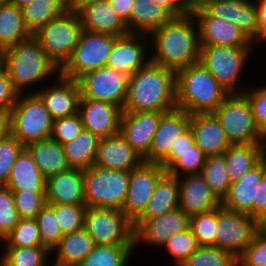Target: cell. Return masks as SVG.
I'll use <instances>...</instances> for the list:
<instances>
[{
    "mask_svg": "<svg viewBox=\"0 0 266 266\" xmlns=\"http://www.w3.org/2000/svg\"><path fill=\"white\" fill-rule=\"evenodd\" d=\"M150 61L162 67L178 70L199 62L200 37L195 16L187 13L173 17L162 27L151 31ZM152 45V46H151Z\"/></svg>",
    "mask_w": 266,
    "mask_h": 266,
    "instance_id": "1",
    "label": "cell"
},
{
    "mask_svg": "<svg viewBox=\"0 0 266 266\" xmlns=\"http://www.w3.org/2000/svg\"><path fill=\"white\" fill-rule=\"evenodd\" d=\"M176 105V72L149 61L128 77L123 112H169Z\"/></svg>",
    "mask_w": 266,
    "mask_h": 266,
    "instance_id": "2",
    "label": "cell"
},
{
    "mask_svg": "<svg viewBox=\"0 0 266 266\" xmlns=\"http://www.w3.org/2000/svg\"><path fill=\"white\" fill-rule=\"evenodd\" d=\"M0 65L19 94L25 93L27 87L28 93H32L30 86L41 85V82L47 84L45 80L51 75L61 73L33 35L1 52Z\"/></svg>",
    "mask_w": 266,
    "mask_h": 266,
    "instance_id": "3",
    "label": "cell"
},
{
    "mask_svg": "<svg viewBox=\"0 0 266 266\" xmlns=\"http://www.w3.org/2000/svg\"><path fill=\"white\" fill-rule=\"evenodd\" d=\"M228 95L200 62L176 72L177 109L189 114L214 113Z\"/></svg>",
    "mask_w": 266,
    "mask_h": 266,
    "instance_id": "4",
    "label": "cell"
},
{
    "mask_svg": "<svg viewBox=\"0 0 266 266\" xmlns=\"http://www.w3.org/2000/svg\"><path fill=\"white\" fill-rule=\"evenodd\" d=\"M9 116L11 135L24 147L51 138L54 120L37 93H20Z\"/></svg>",
    "mask_w": 266,
    "mask_h": 266,
    "instance_id": "5",
    "label": "cell"
},
{
    "mask_svg": "<svg viewBox=\"0 0 266 266\" xmlns=\"http://www.w3.org/2000/svg\"><path fill=\"white\" fill-rule=\"evenodd\" d=\"M254 48L203 45L199 62L229 94L243 93L248 87L240 79Z\"/></svg>",
    "mask_w": 266,
    "mask_h": 266,
    "instance_id": "6",
    "label": "cell"
},
{
    "mask_svg": "<svg viewBox=\"0 0 266 266\" xmlns=\"http://www.w3.org/2000/svg\"><path fill=\"white\" fill-rule=\"evenodd\" d=\"M129 179L130 171L110 170L96 165L83 170L85 205L122 210Z\"/></svg>",
    "mask_w": 266,
    "mask_h": 266,
    "instance_id": "7",
    "label": "cell"
},
{
    "mask_svg": "<svg viewBox=\"0 0 266 266\" xmlns=\"http://www.w3.org/2000/svg\"><path fill=\"white\" fill-rule=\"evenodd\" d=\"M82 31L83 26L79 13L66 10L39 29L33 36L61 70L70 60Z\"/></svg>",
    "mask_w": 266,
    "mask_h": 266,
    "instance_id": "8",
    "label": "cell"
},
{
    "mask_svg": "<svg viewBox=\"0 0 266 266\" xmlns=\"http://www.w3.org/2000/svg\"><path fill=\"white\" fill-rule=\"evenodd\" d=\"M231 145L263 143L264 135L256 126L244 93L229 94L213 113Z\"/></svg>",
    "mask_w": 266,
    "mask_h": 266,
    "instance_id": "9",
    "label": "cell"
},
{
    "mask_svg": "<svg viewBox=\"0 0 266 266\" xmlns=\"http://www.w3.org/2000/svg\"><path fill=\"white\" fill-rule=\"evenodd\" d=\"M84 229L95 246L135 245L133 222L123 210L87 207Z\"/></svg>",
    "mask_w": 266,
    "mask_h": 266,
    "instance_id": "10",
    "label": "cell"
},
{
    "mask_svg": "<svg viewBox=\"0 0 266 266\" xmlns=\"http://www.w3.org/2000/svg\"><path fill=\"white\" fill-rule=\"evenodd\" d=\"M116 36L104 33L82 31L73 54L61 69V75L78 80L84 74L107 65Z\"/></svg>",
    "mask_w": 266,
    "mask_h": 266,
    "instance_id": "11",
    "label": "cell"
},
{
    "mask_svg": "<svg viewBox=\"0 0 266 266\" xmlns=\"http://www.w3.org/2000/svg\"><path fill=\"white\" fill-rule=\"evenodd\" d=\"M257 232L254 217L227 210L222 206L217 208L215 247L238 259Z\"/></svg>",
    "mask_w": 266,
    "mask_h": 266,
    "instance_id": "12",
    "label": "cell"
},
{
    "mask_svg": "<svg viewBox=\"0 0 266 266\" xmlns=\"http://www.w3.org/2000/svg\"><path fill=\"white\" fill-rule=\"evenodd\" d=\"M128 77L108 66L88 72L77 80L80 99L106 101L123 109L127 98Z\"/></svg>",
    "mask_w": 266,
    "mask_h": 266,
    "instance_id": "13",
    "label": "cell"
},
{
    "mask_svg": "<svg viewBox=\"0 0 266 266\" xmlns=\"http://www.w3.org/2000/svg\"><path fill=\"white\" fill-rule=\"evenodd\" d=\"M165 173L166 170L160 163L147 162L130 171L122 210L133 223L143 214L159 179Z\"/></svg>",
    "mask_w": 266,
    "mask_h": 266,
    "instance_id": "14",
    "label": "cell"
},
{
    "mask_svg": "<svg viewBox=\"0 0 266 266\" xmlns=\"http://www.w3.org/2000/svg\"><path fill=\"white\" fill-rule=\"evenodd\" d=\"M189 218L178 207L156 218L136 220L133 223L135 248L142 243L161 248L170 237L189 228Z\"/></svg>",
    "mask_w": 266,
    "mask_h": 266,
    "instance_id": "15",
    "label": "cell"
},
{
    "mask_svg": "<svg viewBox=\"0 0 266 266\" xmlns=\"http://www.w3.org/2000/svg\"><path fill=\"white\" fill-rule=\"evenodd\" d=\"M148 46L147 34L128 33L116 37L106 66L131 76L150 61Z\"/></svg>",
    "mask_w": 266,
    "mask_h": 266,
    "instance_id": "16",
    "label": "cell"
},
{
    "mask_svg": "<svg viewBox=\"0 0 266 266\" xmlns=\"http://www.w3.org/2000/svg\"><path fill=\"white\" fill-rule=\"evenodd\" d=\"M199 28L200 46L254 47L235 24L211 16L203 7L192 12Z\"/></svg>",
    "mask_w": 266,
    "mask_h": 266,
    "instance_id": "17",
    "label": "cell"
},
{
    "mask_svg": "<svg viewBox=\"0 0 266 266\" xmlns=\"http://www.w3.org/2000/svg\"><path fill=\"white\" fill-rule=\"evenodd\" d=\"M203 8L213 17L238 26L255 45L259 40L257 7L254 0H207Z\"/></svg>",
    "mask_w": 266,
    "mask_h": 266,
    "instance_id": "18",
    "label": "cell"
},
{
    "mask_svg": "<svg viewBox=\"0 0 266 266\" xmlns=\"http://www.w3.org/2000/svg\"><path fill=\"white\" fill-rule=\"evenodd\" d=\"M123 110L106 101L80 99L78 114L84 130L90 131L99 139L120 133V122Z\"/></svg>",
    "mask_w": 266,
    "mask_h": 266,
    "instance_id": "19",
    "label": "cell"
},
{
    "mask_svg": "<svg viewBox=\"0 0 266 266\" xmlns=\"http://www.w3.org/2000/svg\"><path fill=\"white\" fill-rule=\"evenodd\" d=\"M55 82L43 86L32 93H37L43 100L45 107L53 120L61 119L78 112L80 101V87L76 80L57 75ZM50 85V86H49Z\"/></svg>",
    "mask_w": 266,
    "mask_h": 266,
    "instance_id": "20",
    "label": "cell"
},
{
    "mask_svg": "<svg viewBox=\"0 0 266 266\" xmlns=\"http://www.w3.org/2000/svg\"><path fill=\"white\" fill-rule=\"evenodd\" d=\"M166 112H123L120 134L144 160L150 153L153 136L161 116Z\"/></svg>",
    "mask_w": 266,
    "mask_h": 266,
    "instance_id": "21",
    "label": "cell"
},
{
    "mask_svg": "<svg viewBox=\"0 0 266 266\" xmlns=\"http://www.w3.org/2000/svg\"><path fill=\"white\" fill-rule=\"evenodd\" d=\"M190 128V114L184 110L174 109L164 113L153 136L147 163H160L175 146L179 137Z\"/></svg>",
    "mask_w": 266,
    "mask_h": 266,
    "instance_id": "22",
    "label": "cell"
},
{
    "mask_svg": "<svg viewBox=\"0 0 266 266\" xmlns=\"http://www.w3.org/2000/svg\"><path fill=\"white\" fill-rule=\"evenodd\" d=\"M179 208L189 217L222 206L200 174L177 177Z\"/></svg>",
    "mask_w": 266,
    "mask_h": 266,
    "instance_id": "23",
    "label": "cell"
},
{
    "mask_svg": "<svg viewBox=\"0 0 266 266\" xmlns=\"http://www.w3.org/2000/svg\"><path fill=\"white\" fill-rule=\"evenodd\" d=\"M265 174L266 161L262 158L240 180L231 183L228 194L222 201V207L253 217V201H256L257 189Z\"/></svg>",
    "mask_w": 266,
    "mask_h": 266,
    "instance_id": "24",
    "label": "cell"
},
{
    "mask_svg": "<svg viewBox=\"0 0 266 266\" xmlns=\"http://www.w3.org/2000/svg\"><path fill=\"white\" fill-rule=\"evenodd\" d=\"M143 162L141 156L132 149L120 133L99 140L94 165L110 170L131 171Z\"/></svg>",
    "mask_w": 266,
    "mask_h": 266,
    "instance_id": "25",
    "label": "cell"
},
{
    "mask_svg": "<svg viewBox=\"0 0 266 266\" xmlns=\"http://www.w3.org/2000/svg\"><path fill=\"white\" fill-rule=\"evenodd\" d=\"M190 128L195 144L206 157L223 155L231 146L217 117L213 113L190 114Z\"/></svg>",
    "mask_w": 266,
    "mask_h": 266,
    "instance_id": "26",
    "label": "cell"
},
{
    "mask_svg": "<svg viewBox=\"0 0 266 266\" xmlns=\"http://www.w3.org/2000/svg\"><path fill=\"white\" fill-rule=\"evenodd\" d=\"M84 30L110 34L116 37L129 33L127 25L112 8L108 0H99L86 5L80 12Z\"/></svg>",
    "mask_w": 266,
    "mask_h": 266,
    "instance_id": "27",
    "label": "cell"
},
{
    "mask_svg": "<svg viewBox=\"0 0 266 266\" xmlns=\"http://www.w3.org/2000/svg\"><path fill=\"white\" fill-rule=\"evenodd\" d=\"M46 204H85L83 170L72 169L46 180Z\"/></svg>",
    "mask_w": 266,
    "mask_h": 266,
    "instance_id": "28",
    "label": "cell"
},
{
    "mask_svg": "<svg viewBox=\"0 0 266 266\" xmlns=\"http://www.w3.org/2000/svg\"><path fill=\"white\" fill-rule=\"evenodd\" d=\"M5 186L12 192H46V179L25 148L17 156Z\"/></svg>",
    "mask_w": 266,
    "mask_h": 266,
    "instance_id": "29",
    "label": "cell"
},
{
    "mask_svg": "<svg viewBox=\"0 0 266 266\" xmlns=\"http://www.w3.org/2000/svg\"><path fill=\"white\" fill-rule=\"evenodd\" d=\"M95 243L89 233L82 230L63 235L52 250L54 266H79L91 253ZM55 253V254H54Z\"/></svg>",
    "mask_w": 266,
    "mask_h": 266,
    "instance_id": "30",
    "label": "cell"
},
{
    "mask_svg": "<svg viewBox=\"0 0 266 266\" xmlns=\"http://www.w3.org/2000/svg\"><path fill=\"white\" fill-rule=\"evenodd\" d=\"M25 149L46 180L70 169L63 145L51 138L29 144Z\"/></svg>",
    "mask_w": 266,
    "mask_h": 266,
    "instance_id": "31",
    "label": "cell"
},
{
    "mask_svg": "<svg viewBox=\"0 0 266 266\" xmlns=\"http://www.w3.org/2000/svg\"><path fill=\"white\" fill-rule=\"evenodd\" d=\"M174 16L154 0H133L130 12V33L149 34Z\"/></svg>",
    "mask_w": 266,
    "mask_h": 266,
    "instance_id": "32",
    "label": "cell"
},
{
    "mask_svg": "<svg viewBox=\"0 0 266 266\" xmlns=\"http://www.w3.org/2000/svg\"><path fill=\"white\" fill-rule=\"evenodd\" d=\"M179 207L178 180L165 173L158 181L146 209L137 220L159 217Z\"/></svg>",
    "mask_w": 266,
    "mask_h": 266,
    "instance_id": "33",
    "label": "cell"
},
{
    "mask_svg": "<svg viewBox=\"0 0 266 266\" xmlns=\"http://www.w3.org/2000/svg\"><path fill=\"white\" fill-rule=\"evenodd\" d=\"M229 180H240L263 158V143L231 145L224 153Z\"/></svg>",
    "mask_w": 266,
    "mask_h": 266,
    "instance_id": "34",
    "label": "cell"
},
{
    "mask_svg": "<svg viewBox=\"0 0 266 266\" xmlns=\"http://www.w3.org/2000/svg\"><path fill=\"white\" fill-rule=\"evenodd\" d=\"M99 138L90 131L81 133L63 145L67 163L72 169H90L96 161Z\"/></svg>",
    "mask_w": 266,
    "mask_h": 266,
    "instance_id": "35",
    "label": "cell"
},
{
    "mask_svg": "<svg viewBox=\"0 0 266 266\" xmlns=\"http://www.w3.org/2000/svg\"><path fill=\"white\" fill-rule=\"evenodd\" d=\"M32 34L27 29L22 9L12 3L0 7V51L23 41Z\"/></svg>",
    "mask_w": 266,
    "mask_h": 266,
    "instance_id": "36",
    "label": "cell"
},
{
    "mask_svg": "<svg viewBox=\"0 0 266 266\" xmlns=\"http://www.w3.org/2000/svg\"><path fill=\"white\" fill-rule=\"evenodd\" d=\"M21 9L25 25L33 35L68 10V0H32Z\"/></svg>",
    "mask_w": 266,
    "mask_h": 266,
    "instance_id": "37",
    "label": "cell"
},
{
    "mask_svg": "<svg viewBox=\"0 0 266 266\" xmlns=\"http://www.w3.org/2000/svg\"><path fill=\"white\" fill-rule=\"evenodd\" d=\"M200 175L211 191L222 202L227 196L231 181L229 180L225 156L206 157L205 164Z\"/></svg>",
    "mask_w": 266,
    "mask_h": 266,
    "instance_id": "38",
    "label": "cell"
},
{
    "mask_svg": "<svg viewBox=\"0 0 266 266\" xmlns=\"http://www.w3.org/2000/svg\"><path fill=\"white\" fill-rule=\"evenodd\" d=\"M135 245L95 246L79 266H128Z\"/></svg>",
    "mask_w": 266,
    "mask_h": 266,
    "instance_id": "39",
    "label": "cell"
},
{
    "mask_svg": "<svg viewBox=\"0 0 266 266\" xmlns=\"http://www.w3.org/2000/svg\"><path fill=\"white\" fill-rule=\"evenodd\" d=\"M1 266H49L51 253L43 246L3 247Z\"/></svg>",
    "mask_w": 266,
    "mask_h": 266,
    "instance_id": "40",
    "label": "cell"
},
{
    "mask_svg": "<svg viewBox=\"0 0 266 266\" xmlns=\"http://www.w3.org/2000/svg\"><path fill=\"white\" fill-rule=\"evenodd\" d=\"M35 219L38 224L42 246L51 253L63 236L55 211L49 204H46Z\"/></svg>",
    "mask_w": 266,
    "mask_h": 266,
    "instance_id": "41",
    "label": "cell"
},
{
    "mask_svg": "<svg viewBox=\"0 0 266 266\" xmlns=\"http://www.w3.org/2000/svg\"><path fill=\"white\" fill-rule=\"evenodd\" d=\"M170 254L175 266H181L200 246L191 230L176 233L162 246Z\"/></svg>",
    "mask_w": 266,
    "mask_h": 266,
    "instance_id": "42",
    "label": "cell"
},
{
    "mask_svg": "<svg viewBox=\"0 0 266 266\" xmlns=\"http://www.w3.org/2000/svg\"><path fill=\"white\" fill-rule=\"evenodd\" d=\"M55 211V216L61 228L62 235L70 234L84 228L85 204H49Z\"/></svg>",
    "mask_w": 266,
    "mask_h": 266,
    "instance_id": "43",
    "label": "cell"
},
{
    "mask_svg": "<svg viewBox=\"0 0 266 266\" xmlns=\"http://www.w3.org/2000/svg\"><path fill=\"white\" fill-rule=\"evenodd\" d=\"M217 208L189 218V229L199 246L215 247Z\"/></svg>",
    "mask_w": 266,
    "mask_h": 266,
    "instance_id": "44",
    "label": "cell"
},
{
    "mask_svg": "<svg viewBox=\"0 0 266 266\" xmlns=\"http://www.w3.org/2000/svg\"><path fill=\"white\" fill-rule=\"evenodd\" d=\"M37 246H42V243L36 219H19L18 224L7 234V243L5 247Z\"/></svg>",
    "mask_w": 266,
    "mask_h": 266,
    "instance_id": "45",
    "label": "cell"
},
{
    "mask_svg": "<svg viewBox=\"0 0 266 266\" xmlns=\"http://www.w3.org/2000/svg\"><path fill=\"white\" fill-rule=\"evenodd\" d=\"M181 266H237V259L217 247L200 246Z\"/></svg>",
    "mask_w": 266,
    "mask_h": 266,
    "instance_id": "46",
    "label": "cell"
},
{
    "mask_svg": "<svg viewBox=\"0 0 266 266\" xmlns=\"http://www.w3.org/2000/svg\"><path fill=\"white\" fill-rule=\"evenodd\" d=\"M206 156L203 151L194 144L190 150L180 154L178 158L166 172L172 176L182 177L186 175L200 174L205 164Z\"/></svg>",
    "mask_w": 266,
    "mask_h": 266,
    "instance_id": "47",
    "label": "cell"
},
{
    "mask_svg": "<svg viewBox=\"0 0 266 266\" xmlns=\"http://www.w3.org/2000/svg\"><path fill=\"white\" fill-rule=\"evenodd\" d=\"M46 192H13L14 204L19 219L36 218L46 205Z\"/></svg>",
    "mask_w": 266,
    "mask_h": 266,
    "instance_id": "48",
    "label": "cell"
},
{
    "mask_svg": "<svg viewBox=\"0 0 266 266\" xmlns=\"http://www.w3.org/2000/svg\"><path fill=\"white\" fill-rule=\"evenodd\" d=\"M24 148L11 134L0 142V186L7 184L16 158Z\"/></svg>",
    "mask_w": 266,
    "mask_h": 266,
    "instance_id": "49",
    "label": "cell"
},
{
    "mask_svg": "<svg viewBox=\"0 0 266 266\" xmlns=\"http://www.w3.org/2000/svg\"><path fill=\"white\" fill-rule=\"evenodd\" d=\"M84 129L80 115L77 113L54 120L51 139L64 145L76 138Z\"/></svg>",
    "mask_w": 266,
    "mask_h": 266,
    "instance_id": "50",
    "label": "cell"
},
{
    "mask_svg": "<svg viewBox=\"0 0 266 266\" xmlns=\"http://www.w3.org/2000/svg\"><path fill=\"white\" fill-rule=\"evenodd\" d=\"M237 266H266V232H257L237 259Z\"/></svg>",
    "mask_w": 266,
    "mask_h": 266,
    "instance_id": "51",
    "label": "cell"
},
{
    "mask_svg": "<svg viewBox=\"0 0 266 266\" xmlns=\"http://www.w3.org/2000/svg\"><path fill=\"white\" fill-rule=\"evenodd\" d=\"M249 101L256 126L263 135L266 134V85L248 87L243 92Z\"/></svg>",
    "mask_w": 266,
    "mask_h": 266,
    "instance_id": "52",
    "label": "cell"
},
{
    "mask_svg": "<svg viewBox=\"0 0 266 266\" xmlns=\"http://www.w3.org/2000/svg\"><path fill=\"white\" fill-rule=\"evenodd\" d=\"M19 216L14 204L13 192L0 186V228L8 234L18 224Z\"/></svg>",
    "mask_w": 266,
    "mask_h": 266,
    "instance_id": "53",
    "label": "cell"
},
{
    "mask_svg": "<svg viewBox=\"0 0 266 266\" xmlns=\"http://www.w3.org/2000/svg\"><path fill=\"white\" fill-rule=\"evenodd\" d=\"M19 96L5 69L0 65V114H10Z\"/></svg>",
    "mask_w": 266,
    "mask_h": 266,
    "instance_id": "54",
    "label": "cell"
},
{
    "mask_svg": "<svg viewBox=\"0 0 266 266\" xmlns=\"http://www.w3.org/2000/svg\"><path fill=\"white\" fill-rule=\"evenodd\" d=\"M194 144V134L192 129L189 128L179 137V140L176 142L175 146H172L170 153L160 162V164L165 170H167L178 158H180V154L190 150Z\"/></svg>",
    "mask_w": 266,
    "mask_h": 266,
    "instance_id": "55",
    "label": "cell"
},
{
    "mask_svg": "<svg viewBox=\"0 0 266 266\" xmlns=\"http://www.w3.org/2000/svg\"><path fill=\"white\" fill-rule=\"evenodd\" d=\"M112 8L127 25L130 33V12L133 0H108Z\"/></svg>",
    "mask_w": 266,
    "mask_h": 266,
    "instance_id": "56",
    "label": "cell"
},
{
    "mask_svg": "<svg viewBox=\"0 0 266 266\" xmlns=\"http://www.w3.org/2000/svg\"><path fill=\"white\" fill-rule=\"evenodd\" d=\"M266 207V174L263 176L257 189L256 201H253V217L256 218Z\"/></svg>",
    "mask_w": 266,
    "mask_h": 266,
    "instance_id": "57",
    "label": "cell"
},
{
    "mask_svg": "<svg viewBox=\"0 0 266 266\" xmlns=\"http://www.w3.org/2000/svg\"><path fill=\"white\" fill-rule=\"evenodd\" d=\"M257 7V23L259 27V41L266 36V0H255Z\"/></svg>",
    "mask_w": 266,
    "mask_h": 266,
    "instance_id": "58",
    "label": "cell"
},
{
    "mask_svg": "<svg viewBox=\"0 0 266 266\" xmlns=\"http://www.w3.org/2000/svg\"><path fill=\"white\" fill-rule=\"evenodd\" d=\"M165 7L174 17L183 16L189 13L180 3V0H154Z\"/></svg>",
    "mask_w": 266,
    "mask_h": 266,
    "instance_id": "59",
    "label": "cell"
},
{
    "mask_svg": "<svg viewBox=\"0 0 266 266\" xmlns=\"http://www.w3.org/2000/svg\"><path fill=\"white\" fill-rule=\"evenodd\" d=\"M11 134L9 114H0V142Z\"/></svg>",
    "mask_w": 266,
    "mask_h": 266,
    "instance_id": "60",
    "label": "cell"
},
{
    "mask_svg": "<svg viewBox=\"0 0 266 266\" xmlns=\"http://www.w3.org/2000/svg\"><path fill=\"white\" fill-rule=\"evenodd\" d=\"M207 0H180L181 5L189 12L192 13L194 10L203 7Z\"/></svg>",
    "mask_w": 266,
    "mask_h": 266,
    "instance_id": "61",
    "label": "cell"
},
{
    "mask_svg": "<svg viewBox=\"0 0 266 266\" xmlns=\"http://www.w3.org/2000/svg\"><path fill=\"white\" fill-rule=\"evenodd\" d=\"M99 0H68V10L80 12L86 5Z\"/></svg>",
    "mask_w": 266,
    "mask_h": 266,
    "instance_id": "62",
    "label": "cell"
},
{
    "mask_svg": "<svg viewBox=\"0 0 266 266\" xmlns=\"http://www.w3.org/2000/svg\"><path fill=\"white\" fill-rule=\"evenodd\" d=\"M258 232H266V207L255 218Z\"/></svg>",
    "mask_w": 266,
    "mask_h": 266,
    "instance_id": "63",
    "label": "cell"
},
{
    "mask_svg": "<svg viewBox=\"0 0 266 266\" xmlns=\"http://www.w3.org/2000/svg\"><path fill=\"white\" fill-rule=\"evenodd\" d=\"M32 0H10V3L16 5L18 8H22L25 5L29 4Z\"/></svg>",
    "mask_w": 266,
    "mask_h": 266,
    "instance_id": "64",
    "label": "cell"
},
{
    "mask_svg": "<svg viewBox=\"0 0 266 266\" xmlns=\"http://www.w3.org/2000/svg\"><path fill=\"white\" fill-rule=\"evenodd\" d=\"M0 245L4 244L3 246H6L7 243V234L0 228Z\"/></svg>",
    "mask_w": 266,
    "mask_h": 266,
    "instance_id": "65",
    "label": "cell"
},
{
    "mask_svg": "<svg viewBox=\"0 0 266 266\" xmlns=\"http://www.w3.org/2000/svg\"><path fill=\"white\" fill-rule=\"evenodd\" d=\"M263 158L266 161V134L264 135V140H263Z\"/></svg>",
    "mask_w": 266,
    "mask_h": 266,
    "instance_id": "66",
    "label": "cell"
},
{
    "mask_svg": "<svg viewBox=\"0 0 266 266\" xmlns=\"http://www.w3.org/2000/svg\"><path fill=\"white\" fill-rule=\"evenodd\" d=\"M10 3V0H0V7H2L3 5H6Z\"/></svg>",
    "mask_w": 266,
    "mask_h": 266,
    "instance_id": "67",
    "label": "cell"
},
{
    "mask_svg": "<svg viewBox=\"0 0 266 266\" xmlns=\"http://www.w3.org/2000/svg\"><path fill=\"white\" fill-rule=\"evenodd\" d=\"M261 41L266 42V36ZM264 44H266V43H264Z\"/></svg>",
    "mask_w": 266,
    "mask_h": 266,
    "instance_id": "68",
    "label": "cell"
}]
</instances>
